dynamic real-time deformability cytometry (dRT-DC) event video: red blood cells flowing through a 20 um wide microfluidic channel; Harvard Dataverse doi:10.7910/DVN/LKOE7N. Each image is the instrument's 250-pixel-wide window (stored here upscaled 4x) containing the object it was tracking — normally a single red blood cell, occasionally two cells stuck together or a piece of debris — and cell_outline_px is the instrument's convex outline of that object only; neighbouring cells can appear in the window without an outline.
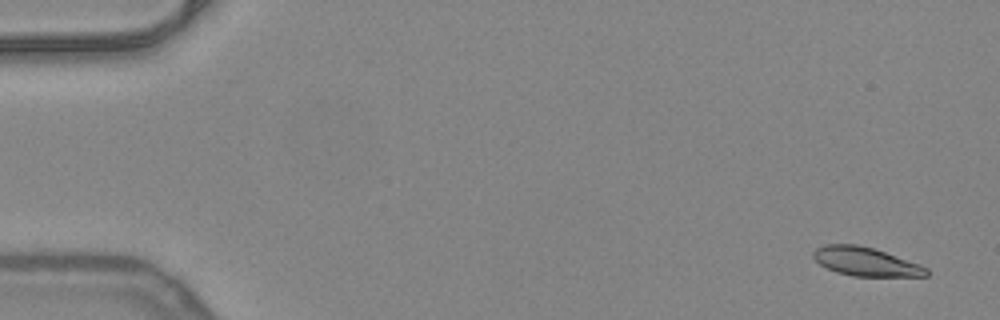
{"species": "common noctule bat (a hibernating species)", "species_latin": "Nyctalus noctula", "temperature_condition": "warm", "stored_images_in_passage": 52, "camera_frame_rate_fps": 3000, "um_per_image_px": 0.085, "animal": {"sex": "female", "body_mass_g": 24.6, "forearm_length_mm": 56.2}, "frame": {"image": 1, "passage_image": 3, "time_ms": 0.667, "image_size_px": [1000, 320], "cell_outline_px": [[928, 276], [852, 276], [836, 272], [820, 264], [812, 256], [812, 252], [816, 248], [824, 244], [856, 244], [872, 248], [920, 264], [928, 268]], "centroid_in_image_um": [73.56, 22.24], "position_along_channel_um": 11.4, "area_um2": 18.79}}
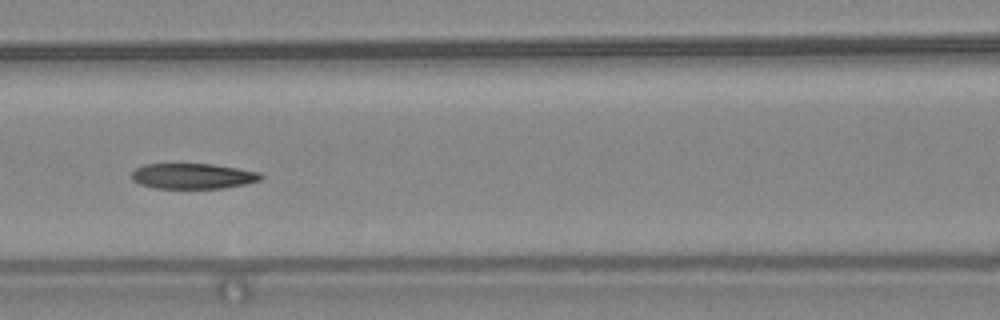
{"frame": {"image": 2, "passage_image": 24, "time_ms": 7.667, "image_size_px": [1000, 320], "cell_outline_px": [[264, 176], [260, 180], [244, 184], [224, 188], [156, 188], [140, 184], [132, 180], [132, 172], [136, 168], [144, 164], [212, 164], [260, 172]], "centroid_in_image_um": [16.39, 14.96], "position_along_channel_um": 150.2, "area_um2": 19.07}}
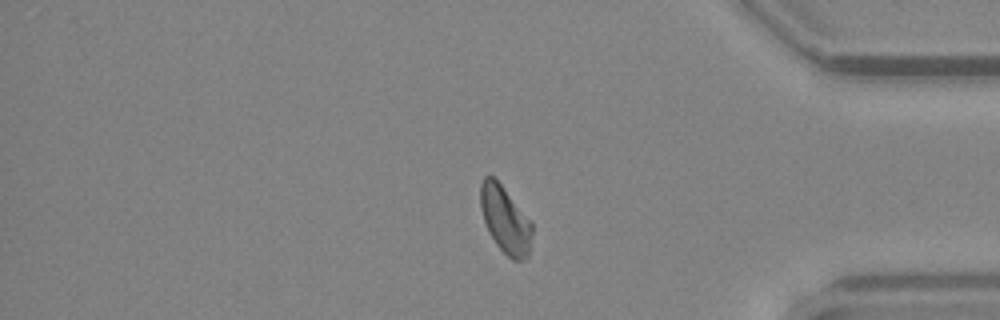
{"frame": {"image": 3, "passage_image": 44, "time_ms": 14.333, "image_size_px": [1000, 320], "cell_outline_px": [[532, 236], [528, 256], [524, 260], [512, 260], [496, 244], [488, 232], [480, 208], [480, 184], [484, 176], [492, 176], [500, 184], [532, 220]], "centroid_in_image_um": [42.95, 18.69], "position_along_channel_um": 392.2, "area_um2": 20.23}, "authors_computed_cell_mechanics": {"area_um2": 20.1722, "velocity_mm_per_s": 3.9892, "shape_relaxation_time_tau1_ms": 6.9387, "shape_relaxation_time_tau2_ms": 5.4395, "deformation_change_tau1": 0.1816, "deformation_change_tau2": 0.1262}}